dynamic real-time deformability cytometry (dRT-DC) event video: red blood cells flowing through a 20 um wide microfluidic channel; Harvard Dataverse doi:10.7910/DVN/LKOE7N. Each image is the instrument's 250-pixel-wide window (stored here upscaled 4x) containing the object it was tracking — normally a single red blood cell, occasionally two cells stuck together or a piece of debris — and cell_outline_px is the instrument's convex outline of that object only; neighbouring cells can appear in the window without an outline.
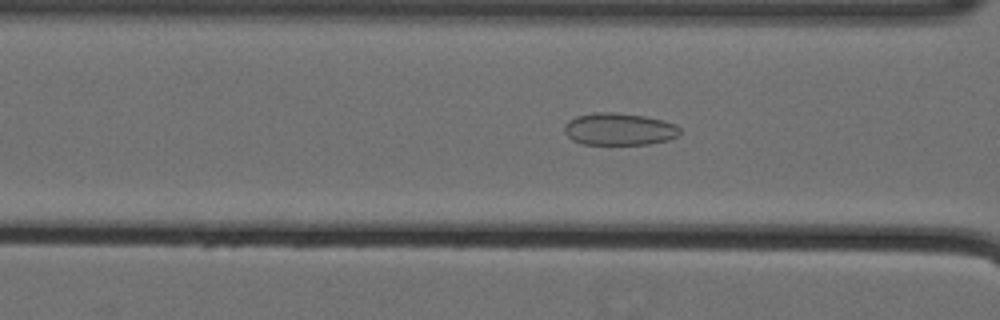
{"species": "Egyptian fruit bat (a non-hibernating species)", "species_latin": "Rousettus aegyptiacus", "temperature_condition": "cold", "stored_images_in_passage": 41, "camera_frame_rate_fps": 3000, "um_per_image_px": 0.085, "animal": {"sex": "female"}, "frame": {"image": 1, "passage_image": 8, "time_ms": 2.333, "image_size_px": [1000, 320], "cell_outline_px": [[680, 132], [676, 136], [668, 140], [648, 144], [580, 144], [572, 140], [564, 132], [564, 124], [568, 120], [576, 116], [596, 112], [612, 112], [644, 116], [664, 120], [676, 124], [680, 128]], "centroid_in_image_um": [52.61, 10.97], "position_along_channel_um": 114.0, "area_um2": 21.79}}
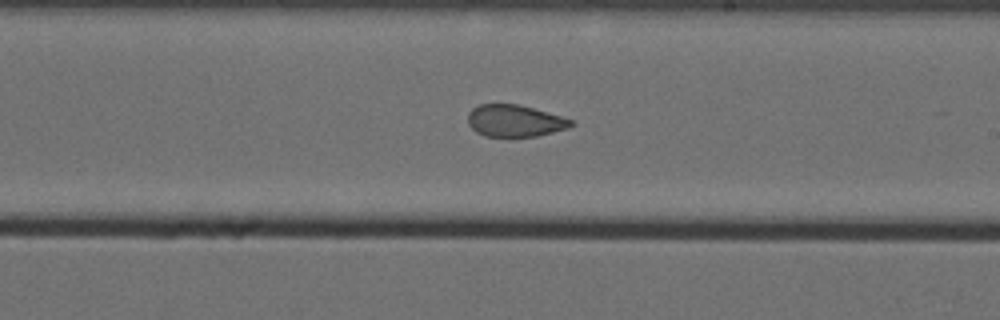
{"frame": {"image": 2, "passage_image": 19, "time_ms": 6.0, "image_size_px": [1000, 320], "cell_outline_px": [[576, 124], [568, 128], [536, 136], [484, 136], [476, 132], [468, 124], [468, 112], [472, 108], [480, 104], [516, 104], [532, 108], [560, 116], [572, 120]], "centroid_in_image_um": [43.73, 10.27], "position_along_channel_um": 245.3, "area_um2": 19.02}}
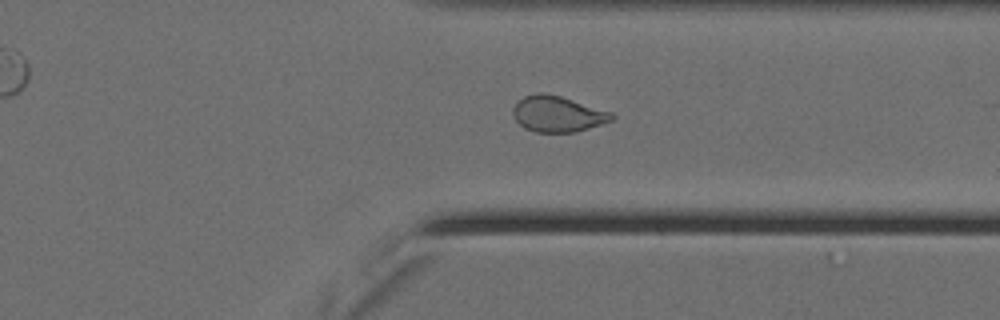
{"frame": {"image": 3, "passage_image": 29, "time_ms": 9.333, "image_size_px": [1000, 320], "cell_outline_px": [[616, 116], [612, 120], [576, 132], [536, 132], [524, 128], [512, 116], [512, 108], [524, 96], [540, 92], [560, 96], [612, 112]], "centroid_in_image_um": [47.38, 9.69], "position_along_channel_um": 364.0, "area_um2": 20.52}, "authors_computed_cell_mechanics": {"area_um2": 21.0392, "velocity_mm_per_s": 3.5731, "shape_relaxation_time_tau1_ms": null, "shape_relaxation_time_tau2_ms": 1.6554, "deformation_change_tau1": null, "deformation_change_tau2": 0.0625}}